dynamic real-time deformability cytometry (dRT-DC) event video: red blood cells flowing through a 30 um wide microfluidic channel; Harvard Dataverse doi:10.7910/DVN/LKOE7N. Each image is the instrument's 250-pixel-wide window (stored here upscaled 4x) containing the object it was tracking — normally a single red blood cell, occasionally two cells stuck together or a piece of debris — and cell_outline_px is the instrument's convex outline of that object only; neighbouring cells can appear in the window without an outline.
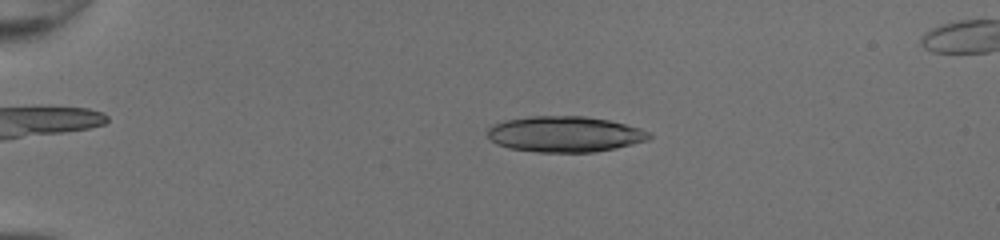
{"species": "common noctule bat (a hibernating species)", "species_latin": "Nyctalus noctula", "temperature_condition": "room temperature", "stored_images_in_passage": 21, "camera_frame_rate_fps": 3000, "um_per_image_px": 0.085, "animal": {"sex": "female", "body_mass_g": 20.0, "forearm_length_mm": 54.0}, "frame": {"image": 1, "passage_image": 12, "time_ms": 3.667, "image_size_px": [1000, 240], "cell_outline_px": [[652, 136], [648, 140], [616, 148], [596, 152], [536, 152], [508, 148], [496, 144], [488, 136], [488, 128], [492, 124], [504, 120], [528, 116], [584, 116], [608, 120], [640, 128], [648, 132]], "centroid_in_image_um": [47.98, 11.4], "position_along_channel_um": 37.0, "area_um2": 33.81}}